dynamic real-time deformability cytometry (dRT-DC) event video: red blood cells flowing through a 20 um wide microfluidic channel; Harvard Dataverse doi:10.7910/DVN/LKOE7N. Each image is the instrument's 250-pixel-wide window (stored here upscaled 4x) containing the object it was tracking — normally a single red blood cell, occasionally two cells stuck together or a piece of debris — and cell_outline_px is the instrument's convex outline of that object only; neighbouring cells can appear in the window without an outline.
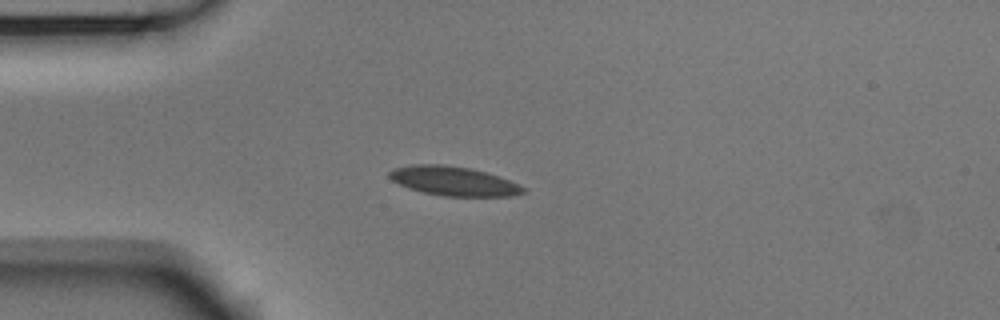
{"species": "Egyptian fruit bat (a non-hibernating species)", "species_latin": "Rousettus aegyptiacus", "temperature_condition": "room temperature", "stored_images_in_passage": 41, "camera_frame_rate_fps": 3000, "um_per_image_px": 0.085, "animal": {"sex": "male"}, "frame": {"image": 1, "passage_image": 1, "time_ms": 0.0, "image_size_px": [1000, 320], "cell_outline_px": [[524, 192], [512, 196], [444, 196], [424, 192], [408, 188], [392, 180], [388, 176], [388, 172], [392, 168], [412, 164], [444, 164], [472, 168], [500, 176], [524, 188]], "centroid_in_image_um": [38.51, 15.37], "position_along_channel_um": 46.5, "area_um2": 22.77}}
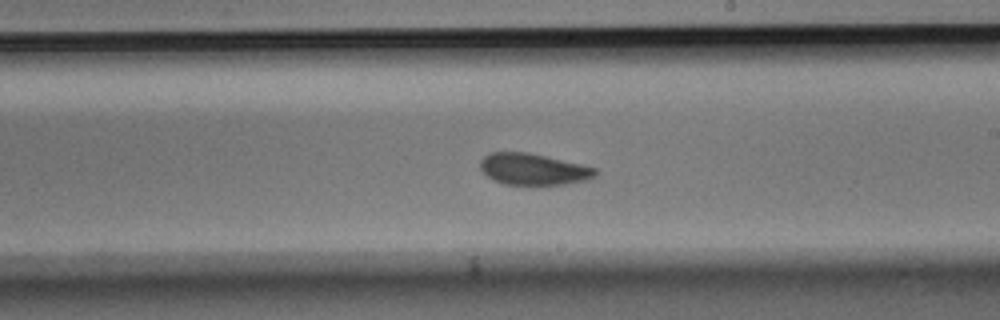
{"frame": {"image": 2, "passage_image": 18, "time_ms": 5.667, "image_size_px": [1000, 320], "cell_outline_px": [[596, 176], [588, 180], [540, 188], [532, 188], [504, 184], [492, 180], [480, 168], [480, 160], [484, 156], [492, 152], [528, 152], [580, 164], [596, 168]], "centroid_in_image_um": [45.32, 14.44], "position_along_channel_um": 243.7, "area_um2": 21.91}}
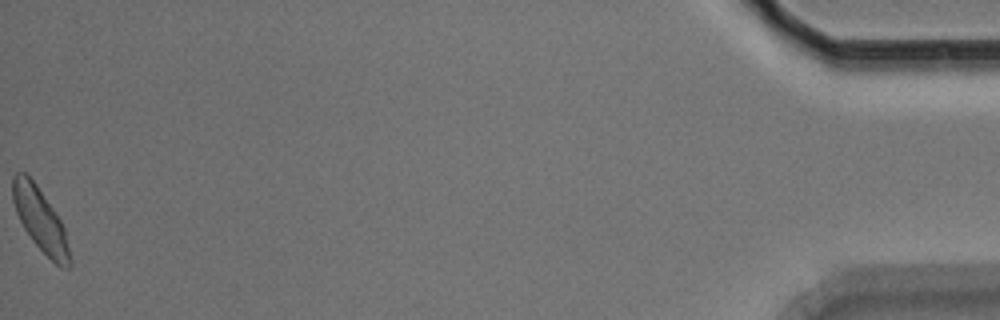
{"frame": {"image": 3, "passage_image": 41, "time_ms": 13.333, "image_size_px": [1000, 320], "cell_outline_px": [[72, 264], [68, 268], [64, 268], [56, 264], [32, 240], [24, 228], [16, 212], [12, 200], [12, 176], [16, 172], [24, 172], [36, 184], [60, 220], [64, 228], [72, 260]], "centroid_in_image_um": [3.42, 18.69], "position_along_channel_um": 431.8, "area_um2": 20.69}, "authors_computed_cell_mechanics": {"area_um2": 21.3282, "velocity_mm_per_s": 3.7447, "shape_relaxation_time_tau1_ms": 3.0517, "shape_relaxation_time_tau2_ms": 1.3707, "deformation_change_tau1": 0.1073, "deformation_change_tau2": 0.058}}